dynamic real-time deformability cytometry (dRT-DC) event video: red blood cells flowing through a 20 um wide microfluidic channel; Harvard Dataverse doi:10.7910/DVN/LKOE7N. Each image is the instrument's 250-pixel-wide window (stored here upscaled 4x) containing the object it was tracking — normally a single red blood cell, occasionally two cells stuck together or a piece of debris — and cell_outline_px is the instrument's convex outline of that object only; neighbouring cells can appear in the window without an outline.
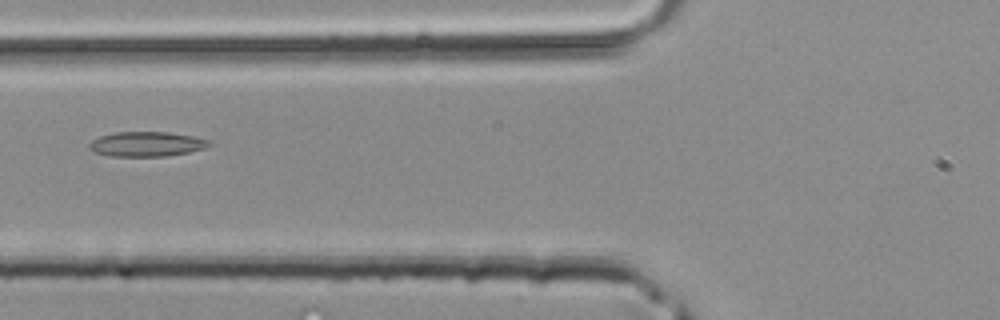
{"species": "common noctule bat (a hibernating species)", "species_latin": "Nyctalus noctula", "temperature_condition": "room temperature", "stored_images_in_passage": 31, "camera_frame_rate_fps": 3000, "um_per_image_px": 0.085, "animal": {"sex": "male", "body_mass_g": 20.4}, "frame": {"image": 1, "passage_image": 6, "time_ms": 1.667, "image_size_px": [1000, 320], "cell_outline_px": [[212, 144], [204, 148], [188, 152], [164, 156], [112, 156], [96, 152], [88, 148], [88, 144], [92, 140], [100, 136], [116, 132], [168, 132], [192, 136], [212, 140]], "centroid_in_image_um": [12.47, 12.24], "position_along_channel_um": 113.3, "area_um2": 17.22}}
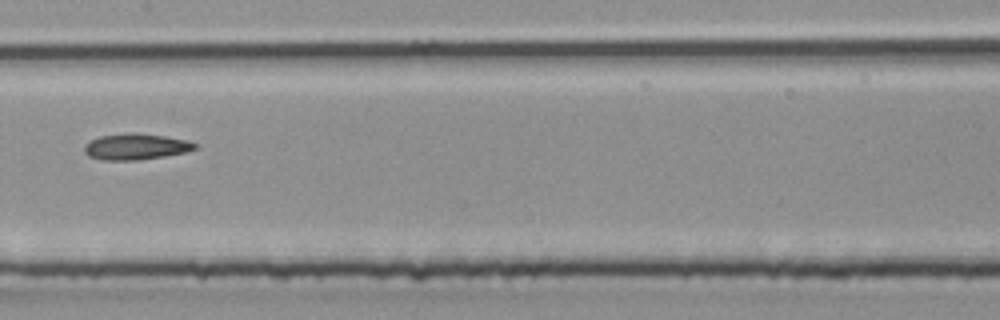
{"frame": {"image": 2, "passage_image": 11, "time_ms": 3.333, "image_size_px": [1000, 320], "cell_outline_px": [[196, 148], [188, 152], [164, 156], [136, 160], [104, 160], [88, 156], [84, 152], [84, 144], [100, 136], [132, 132], [164, 136], [188, 140], [196, 144]], "centroid_in_image_um": [11.54, 12.46], "position_along_channel_um": 195.9, "area_um2": 16.76}}
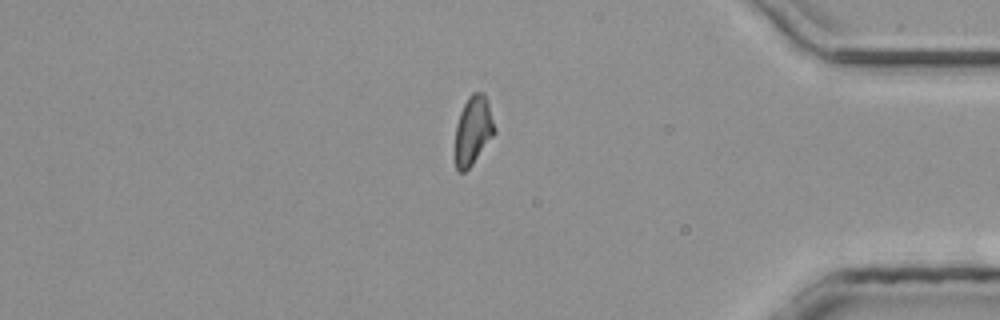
{"frame": {"image": 3, "passage_image": 25, "time_ms": 8.0, "image_size_px": [1000, 320], "cell_outline_px": [[496, 132], [472, 164], [464, 172], [456, 172], [456, 124], [460, 112], [468, 96], [472, 92], [484, 92], [488, 100], [496, 128]], "centroid_in_image_um": [40.23, 11.04], "position_along_channel_um": 395.0, "area_um2": 15.84}}